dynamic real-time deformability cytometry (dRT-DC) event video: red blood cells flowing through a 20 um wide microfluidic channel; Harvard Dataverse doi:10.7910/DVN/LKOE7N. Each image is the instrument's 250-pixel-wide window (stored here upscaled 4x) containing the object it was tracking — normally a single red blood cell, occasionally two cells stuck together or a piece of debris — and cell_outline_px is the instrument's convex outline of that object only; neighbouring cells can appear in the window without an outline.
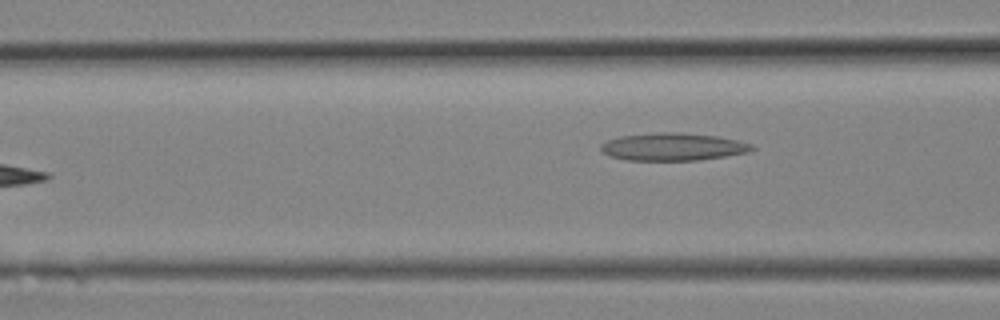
{"species": "Egyptian fruit bat (a non-hibernating species)", "species_latin": "Rousettus aegyptiacus", "temperature_condition": "room temperature", "stored_images_in_passage": 9, "segment_of_instrument_passage": [2, 2], "camera_frame_rate_fps": 3000, "um_per_image_px": 0.085, "animal": {"sex": "female"}, "frame": {"image": 1, "passage_image": 9, "time_ms": 2.667, "image_size_px": [1000, 320], "cell_outline_px": [[756, 148], [748, 152], [700, 160], [624, 160], [608, 156], [600, 148], [600, 144], [608, 140], [620, 136], [660, 132], [676, 132], [716, 136], [736, 140], [752, 144]], "centroid_in_image_um": [57.17, 12.48], "position_along_channel_um": 109.4, "area_um2": 24.22}}